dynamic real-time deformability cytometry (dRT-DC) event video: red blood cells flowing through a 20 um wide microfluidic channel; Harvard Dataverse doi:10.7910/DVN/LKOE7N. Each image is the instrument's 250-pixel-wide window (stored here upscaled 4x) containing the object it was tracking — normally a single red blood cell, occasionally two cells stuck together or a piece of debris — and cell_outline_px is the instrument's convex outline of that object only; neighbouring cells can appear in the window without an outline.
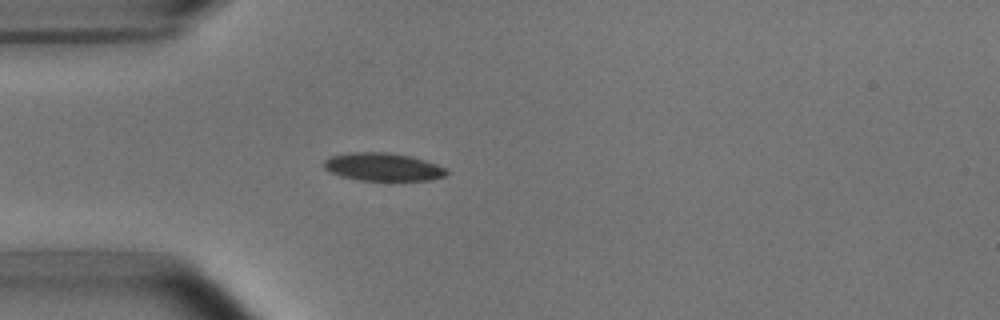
{"species": "common noctule bat (a hibernating species)", "species_latin": "Nyctalus noctula", "temperature_condition": "room temperature", "stored_images_in_passage": 5, "camera_frame_rate_fps": 3000, "um_per_image_px": 0.085, "animal": {"sex": "male", "body_mass_g": 15.6}, "frame": {"image": 1, "passage_image": 5, "time_ms": 4.667, "image_size_px": [1000, 320], "cell_outline_px": [[448, 172], [444, 176], [432, 180], [360, 180], [340, 176], [328, 172], [324, 168], [324, 160], [332, 156], [348, 152], [388, 152], [408, 156], [424, 160], [448, 168]], "centroid_in_image_um": [32.53, 14.19], "position_along_channel_um": 52.5, "area_um2": 20.0}}